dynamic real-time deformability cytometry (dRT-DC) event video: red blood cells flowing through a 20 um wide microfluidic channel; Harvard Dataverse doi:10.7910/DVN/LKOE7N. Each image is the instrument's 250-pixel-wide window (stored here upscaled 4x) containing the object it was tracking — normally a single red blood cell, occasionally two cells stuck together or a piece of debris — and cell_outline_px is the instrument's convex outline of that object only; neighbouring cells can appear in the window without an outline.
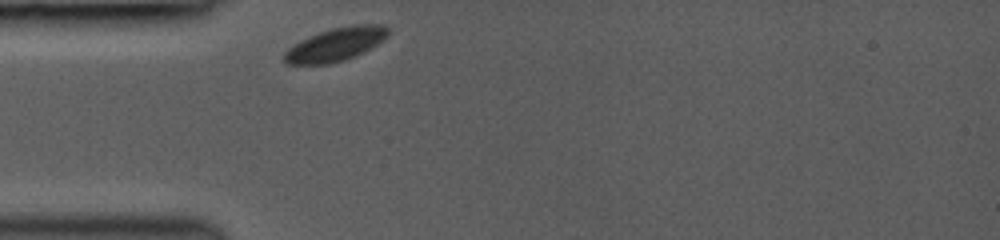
{"species": "common noctule bat (a hibernating species)", "species_latin": "Nyctalus noctula", "temperature_condition": "room temperature", "stored_images_in_passage": 3, "camera_frame_rate_fps": 3000, "um_per_image_px": 0.085, "animal": {"sex": "female", "body_mass_g": 19.0, "forearm_length_mm": 53.3}, "frame": {"image": 1, "passage_image": 1, "time_ms": 0.0, "image_size_px": [1000, 240], "cell_outline_px": [[388, 36], [384, 40], [364, 52], [356, 56], [344, 60], [328, 64], [284, 64], [284, 52], [288, 48], [300, 40], [308, 36], [332, 28], [356, 24], [384, 24], [388, 28]], "centroid_in_image_um": [28.54, 3.77], "position_along_channel_um": 56.5, "area_um2": 20.29}}
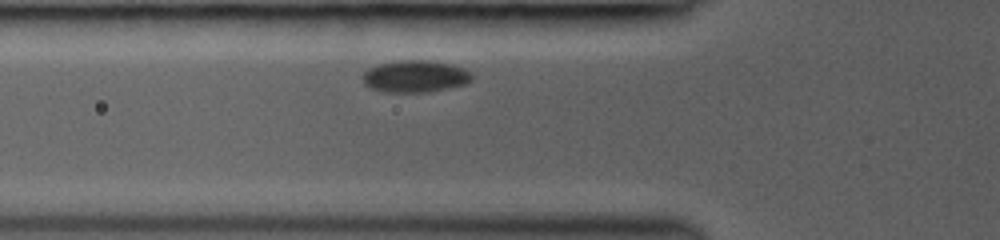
{"frame": {"image": 2, "passage_image": 3, "time_ms": 1.0, "image_size_px": [1000, 240], "cell_outline_px": [[472, 80], [468, 84], [428, 92], [388, 92], [368, 88], [364, 84], [360, 76], [368, 68], [380, 64], [404, 60], [428, 60], [452, 64], [464, 68], [472, 72]], "centroid_in_image_um": [35.3, 6.49], "position_along_channel_um": 90.5, "area_um2": 20.63}}